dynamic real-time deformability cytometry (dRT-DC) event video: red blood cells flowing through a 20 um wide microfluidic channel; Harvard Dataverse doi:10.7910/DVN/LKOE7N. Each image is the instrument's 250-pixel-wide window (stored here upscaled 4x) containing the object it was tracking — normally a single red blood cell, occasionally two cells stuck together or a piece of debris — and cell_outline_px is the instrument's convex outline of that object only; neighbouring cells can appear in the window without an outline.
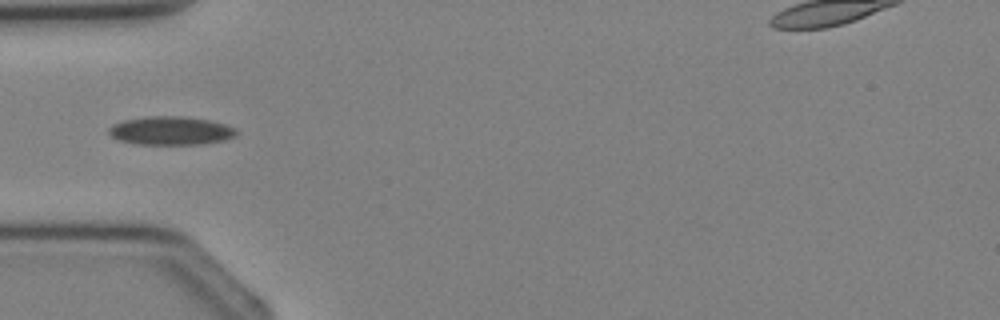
{"species": "Egyptian fruit bat (a non-hibernating species)", "species_latin": "Rousettus aegyptiacus", "temperature_condition": "cold", "stored_images_in_passage": 3, "camera_frame_rate_fps": 3000, "um_per_image_px": 0.085, "animal": {"sex": "female"}, "frame": {"image": 1, "passage_image": 3, "time_ms": 3.0, "image_size_px": [1000, 320], "cell_outline_px": [[240, 132], [236, 136], [224, 140], [200, 144], [140, 144], [120, 140], [112, 136], [108, 132], [108, 128], [112, 124], [124, 120], [144, 116], [184, 116], [208, 120], [224, 124], [236, 128]], "centroid_in_image_um": [14.54, 11.1], "position_along_channel_um": 70.5, "area_um2": 21.21}}